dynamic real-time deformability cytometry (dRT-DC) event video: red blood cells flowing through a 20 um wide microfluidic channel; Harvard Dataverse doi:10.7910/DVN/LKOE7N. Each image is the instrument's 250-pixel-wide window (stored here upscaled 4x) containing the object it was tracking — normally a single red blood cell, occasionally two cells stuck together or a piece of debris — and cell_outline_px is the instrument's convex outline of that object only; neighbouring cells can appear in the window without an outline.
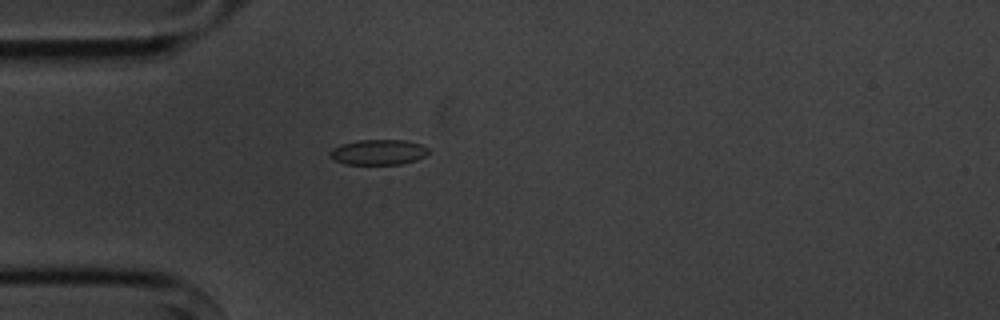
{"species": "common noctule bat (a hibernating species)", "species_latin": "Nyctalus noctula", "temperature_condition": "cold", "stored_images_in_passage": 6, "camera_frame_rate_fps": 3000, "um_per_image_px": 0.085, "animal": {"sex": "male", "body_mass_g": 20.1, "forearm_length_mm": 53.5}, "frame": {"image": 1, "passage_image": 6, "time_ms": 6.0, "image_size_px": [1000, 320], "cell_outline_px": [[428, 152], [424, 156], [416, 160], [400, 164], [344, 164], [328, 156], [328, 152], [332, 148], [340, 144], [356, 140], [404, 140], [420, 144], [428, 148]], "centroid_in_image_um": [32.11, 12.93], "position_along_channel_um": 52.9, "area_um2": 14.57}}